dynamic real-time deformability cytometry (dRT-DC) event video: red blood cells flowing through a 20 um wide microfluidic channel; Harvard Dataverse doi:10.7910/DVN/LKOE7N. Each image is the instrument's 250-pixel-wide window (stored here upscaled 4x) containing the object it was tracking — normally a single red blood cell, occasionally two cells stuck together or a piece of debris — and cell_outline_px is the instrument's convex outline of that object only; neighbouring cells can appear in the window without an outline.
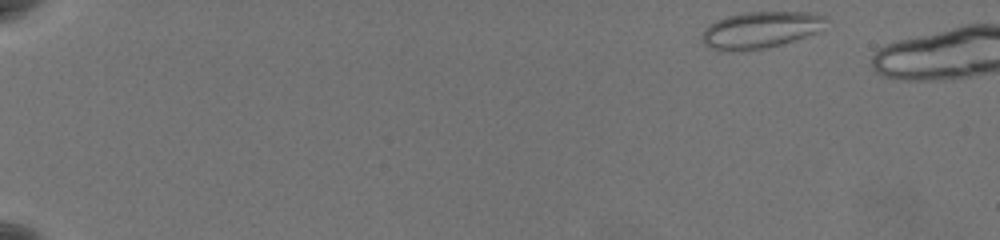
{"species": "common noctule bat (a hibernating species)", "species_latin": "Nyctalus noctula", "temperature_condition": "warm", "stored_images_in_passage": 6, "camera_frame_rate_fps": 3000, "um_per_image_px": 0.085, "animal": {"sex": "female", "body_mass_g": 19.5, "forearm_length_mm": 54.1}, "frame": {"image": 1, "passage_image": 1, "time_ms": 0.0, "image_size_px": [1000, 240], "cell_outline_px": [[824, 16], [816, 32], [796, 40], [780, 44], [760, 48], [712, 48], [704, 44], [700, 36], [704, 28], [716, 20], [728, 16], [744, 12], [804, 12]], "centroid_in_image_um": [64.57, 2.5], "position_along_channel_um": 20.4, "area_um2": 25.14}}